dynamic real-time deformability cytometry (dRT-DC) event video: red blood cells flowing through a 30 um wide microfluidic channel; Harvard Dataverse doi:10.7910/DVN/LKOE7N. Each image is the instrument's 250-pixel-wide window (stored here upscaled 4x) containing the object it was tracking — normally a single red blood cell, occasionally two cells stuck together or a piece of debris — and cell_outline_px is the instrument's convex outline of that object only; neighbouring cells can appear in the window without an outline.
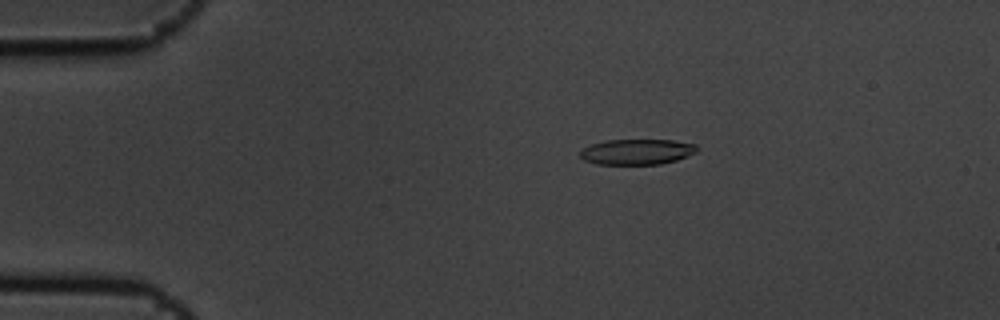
{"species": "common noctule bat (a hibernating species)", "species_latin": "Nyctalus noctula", "temperature_condition": "cold", "stored_images_in_passage": 5, "camera_frame_rate_fps": 3000, "um_per_image_px": 0.085, "animal": {"sex": "male", "body_mass_g": 19.5, "forearm_length_mm": 54.6}, "frame": {"image": 1, "passage_image": 4, "time_ms": 1.0, "image_size_px": [1000, 320], "cell_outline_px": [[696, 152], [688, 156], [676, 160], [660, 164], [596, 164], [584, 160], [580, 156], [580, 152], [584, 148], [592, 144], [608, 140], [672, 140], [696, 144]], "centroid_in_image_um": [54.14, 12.9], "position_along_channel_um": 30.9, "area_um2": 17.22}}